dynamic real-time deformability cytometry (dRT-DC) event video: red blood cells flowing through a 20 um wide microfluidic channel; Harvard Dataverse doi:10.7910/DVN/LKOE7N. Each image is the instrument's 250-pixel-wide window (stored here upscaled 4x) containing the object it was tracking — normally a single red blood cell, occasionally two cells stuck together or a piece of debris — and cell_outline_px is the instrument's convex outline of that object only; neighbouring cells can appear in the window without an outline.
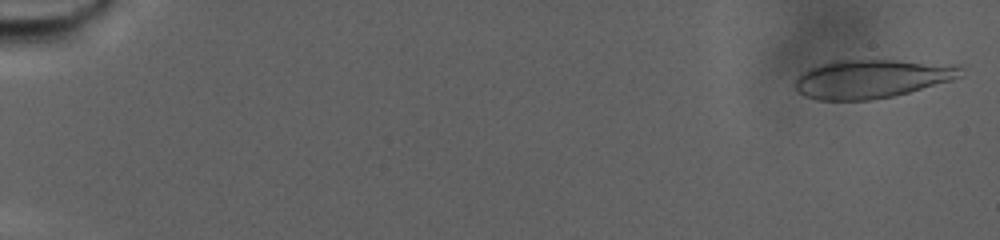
{"species": "human", "species_latin": "Homo sapiens", "temperature_condition": "warm", "stored_images_in_passage": 84, "camera_frame_rate_fps": 3000, "um_per_image_px": 0.085, "donor": {"sex": "male"}, "frame": {"image": 1, "passage_image": 2, "time_ms": 0.333, "image_size_px": [1000, 240], "cell_outline_px": [[964, 76], [952, 80], [908, 92], [892, 96], [868, 100], [816, 100], [804, 96], [796, 92], [796, 80], [804, 72], [812, 68], [832, 60], [896, 60], [956, 64], [964, 68]], "centroid_in_image_um": [74.15, 6.69], "position_along_channel_um": 10.9, "area_um2": 37.34}}
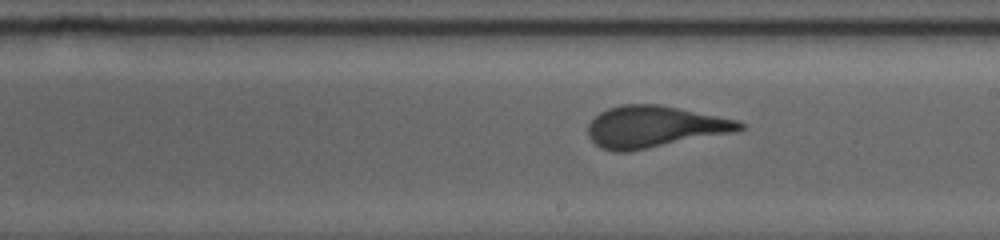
{"frame": {"image": 2, "passage_image": 51, "time_ms": 16.667, "image_size_px": [1000, 240], "cell_outline_px": [[744, 128], [736, 132], [628, 152], [612, 152], [600, 148], [588, 136], [588, 124], [600, 112], [608, 108], [620, 104], [656, 104], [736, 120], [744, 124]], "centroid_in_image_um": [55.58, 10.79], "position_along_channel_um": 233.4, "area_um2": 36.59}}
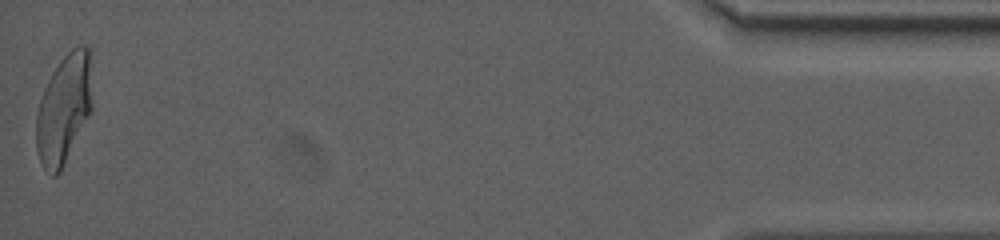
{"frame": {"image": 3, "passage_image": 84, "time_ms": 27.667, "image_size_px": [1000, 240], "cell_outline_px": [[92, 108], [60, 172], [56, 176], [52, 176], [44, 168], [40, 160], [36, 148], [36, 116], [40, 100], [44, 88], [52, 72], [60, 60], [72, 48], [80, 44], [84, 44], [88, 48]], "centroid_in_image_um": [5.4, 9.26], "position_along_channel_um": 429.8, "area_um2": 35.14}, "authors_computed_cell_mechanics": {"area_um2": 36.3273, "velocity_mm_per_s": 2.521, "shape_relaxation_time_tau1_ms": 9.7338, "shape_relaxation_time_tau2_ms": null, "deformation_change_tau1": 0.2665, "deformation_change_tau2": null}}